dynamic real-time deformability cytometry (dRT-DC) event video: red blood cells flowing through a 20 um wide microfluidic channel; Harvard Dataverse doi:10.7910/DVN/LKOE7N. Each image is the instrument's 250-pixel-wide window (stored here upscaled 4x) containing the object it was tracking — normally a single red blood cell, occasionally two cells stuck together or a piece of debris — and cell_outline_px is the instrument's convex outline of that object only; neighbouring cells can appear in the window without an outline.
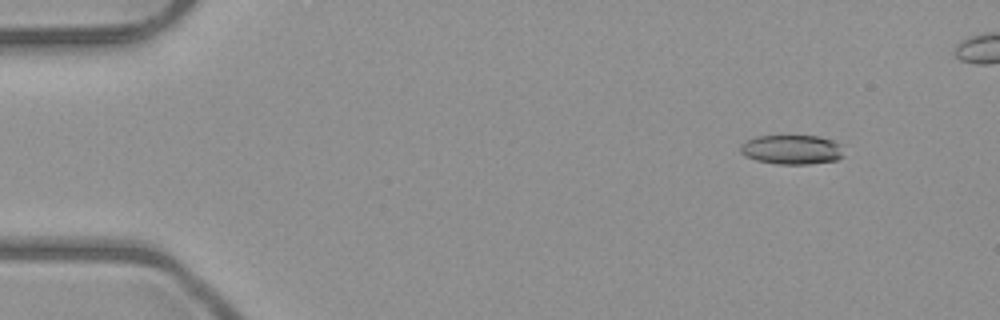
{"species": "common noctule bat (a hibernating species)", "species_latin": "Nyctalus noctula", "temperature_condition": "room temperature", "stored_images_in_passage": 6, "camera_frame_rate_fps": 3000, "um_per_image_px": 0.085, "animal": {"sex": "male", "body_mass_g": 23.1, "forearm_length_mm": 52.7}, "frame": {"image": 1, "passage_image": 2, "time_ms": 1.0, "image_size_px": [1000, 320], "cell_outline_px": [[844, 156], [836, 160], [808, 164], [776, 164], [756, 160], [744, 156], [740, 152], [740, 148], [748, 140], [756, 136], [820, 136], [832, 140], [840, 144]], "centroid_in_image_um": [67.32, 12.72], "position_along_channel_um": 17.7, "area_um2": 17.69}}
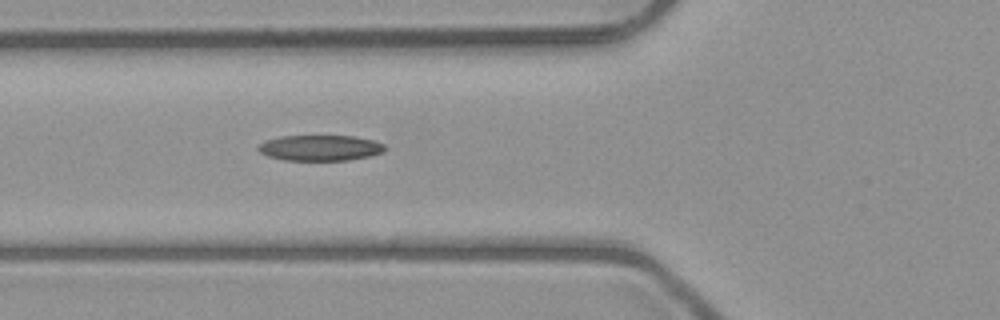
{"frame": {"image": 2, "passage_image": 6, "time_ms": 5.667, "image_size_px": [1000, 320], "cell_outline_px": [[384, 152], [368, 156], [348, 160], [284, 160], [268, 156], [260, 152], [256, 148], [264, 140], [280, 136], [352, 136], [372, 140], [384, 144]], "centroid_in_image_um": [27.17, 12.57], "position_along_channel_um": 98.6, "area_um2": 18.84}}